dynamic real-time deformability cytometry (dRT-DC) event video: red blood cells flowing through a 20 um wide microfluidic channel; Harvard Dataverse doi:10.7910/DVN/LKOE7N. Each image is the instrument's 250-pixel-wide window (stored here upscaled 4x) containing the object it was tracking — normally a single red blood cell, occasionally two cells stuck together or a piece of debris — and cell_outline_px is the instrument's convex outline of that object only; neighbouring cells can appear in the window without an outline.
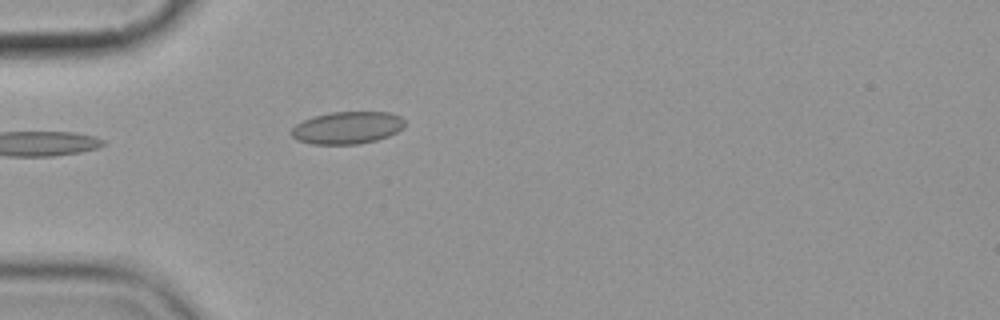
{"species": "common noctule bat (a hibernating species)", "species_latin": "Nyctalus noctula", "temperature_condition": "cold", "stored_images_in_passage": 4, "camera_frame_rate_fps": 3000, "um_per_image_px": 0.085, "animal": {"sex": "female", "body_mass_g": 19.9}, "frame": {"image": 1, "passage_image": 4, "time_ms": 3.333, "image_size_px": [1000, 320], "cell_outline_px": [[404, 128], [388, 136], [376, 140], [360, 144], [312, 144], [296, 140], [288, 132], [296, 124], [312, 116], [328, 112], [388, 112], [400, 116], [404, 120]], "centroid_in_image_um": [29.48, 10.86], "position_along_channel_um": 55.5, "area_um2": 21.56}}